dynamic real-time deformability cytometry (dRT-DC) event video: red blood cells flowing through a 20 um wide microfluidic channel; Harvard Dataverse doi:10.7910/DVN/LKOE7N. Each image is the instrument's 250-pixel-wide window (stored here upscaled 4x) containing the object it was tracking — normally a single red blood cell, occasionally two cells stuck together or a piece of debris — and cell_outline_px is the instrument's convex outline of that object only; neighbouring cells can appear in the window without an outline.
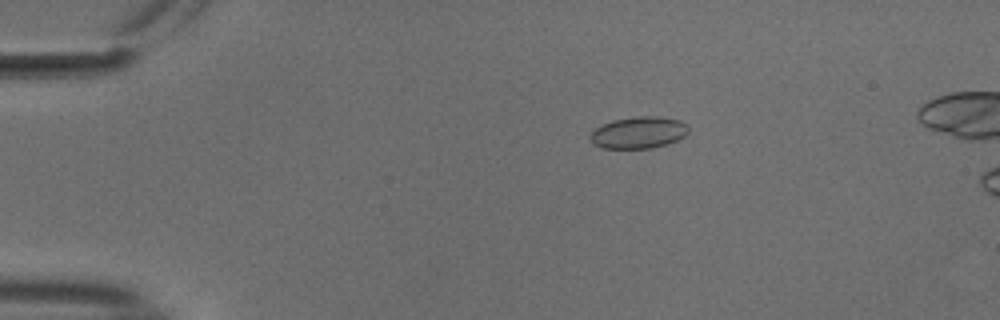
{"species": "common noctule bat (a hibernating species)", "species_latin": "Nyctalus noctula", "temperature_condition": "cold", "stored_images_in_passage": 45, "camera_frame_rate_fps": 3000, "um_per_image_px": 0.085, "animal": {"sex": "male", "body_mass_g": 18.8}, "frame": {"image": 1, "passage_image": 2, "time_ms": 0.333, "image_size_px": [1000, 320], "cell_outline_px": [[688, 132], [684, 136], [668, 144], [652, 148], [600, 148], [588, 136], [596, 128], [612, 120], [636, 116], [660, 116], [680, 120], [688, 124]], "centroid_in_image_um": [54.31, 11.26], "position_along_channel_um": 30.7, "area_um2": 18.21}}
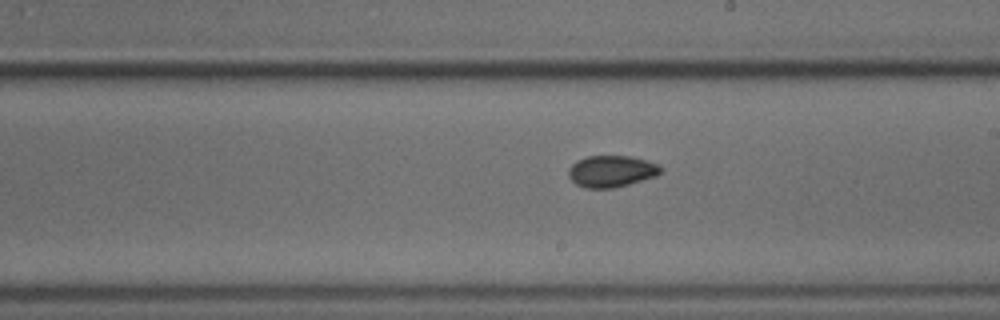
{"frame": {"image": 2, "passage_image": 23, "time_ms": 7.333, "image_size_px": [1000, 320], "cell_outline_px": [[664, 172], [656, 176], [616, 188], [584, 188], [576, 184], [568, 176], [568, 168], [576, 160], [584, 156], [632, 156], [648, 160], [660, 164], [664, 168]], "centroid_in_image_um": [52.01, 14.55], "position_along_channel_um": 237.0, "area_um2": 17.46}}
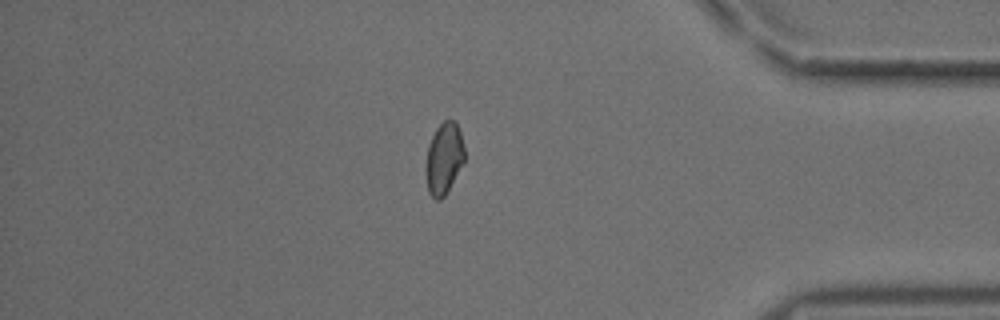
{"frame": {"image": 3, "passage_image": 38, "time_ms": 12.333, "image_size_px": [1000, 320], "cell_outline_px": [[464, 160], [444, 196], [440, 200], [436, 200], [428, 192], [428, 144], [436, 128], [444, 120], [452, 120], [456, 124], [460, 132], [464, 148]], "centroid_in_image_um": [37.76, 13.43], "position_along_channel_um": 397.4, "area_um2": 15.32}}